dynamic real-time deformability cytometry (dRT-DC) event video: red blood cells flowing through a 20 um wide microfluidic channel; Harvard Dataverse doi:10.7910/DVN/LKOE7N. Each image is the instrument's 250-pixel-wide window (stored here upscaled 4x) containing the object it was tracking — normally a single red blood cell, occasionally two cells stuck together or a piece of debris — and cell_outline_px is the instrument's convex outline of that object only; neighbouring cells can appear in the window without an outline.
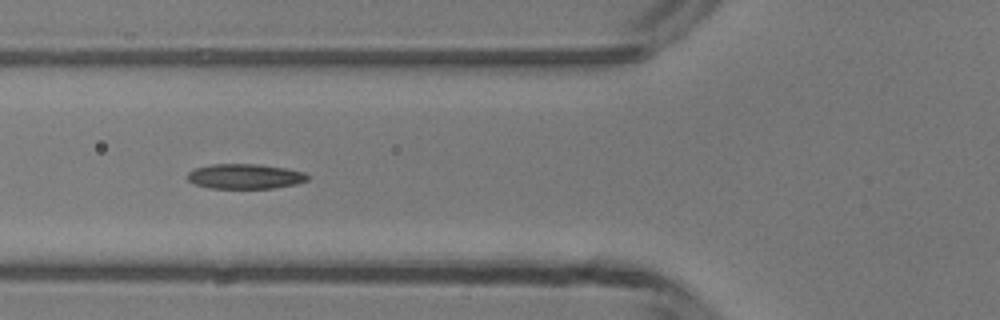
{"species": "common noctule bat (a hibernating species)", "species_latin": "Nyctalus noctula", "temperature_condition": "room temperature", "stored_images_in_passage": 36, "camera_frame_rate_fps": 3000, "um_per_image_px": 0.085, "animal": {"sex": "male", "body_mass_g": 13.3}, "frame": {"image": 1, "passage_image": 5, "time_ms": 1.333, "image_size_px": [1000, 320], "cell_outline_px": [[308, 180], [296, 184], [272, 188], [208, 188], [196, 184], [188, 180], [188, 172], [192, 168], [212, 164], [256, 164], [284, 168], [304, 172], [308, 176]], "centroid_in_image_um": [20.79, 14.99], "position_along_channel_um": 105.0, "area_um2": 17.4}}
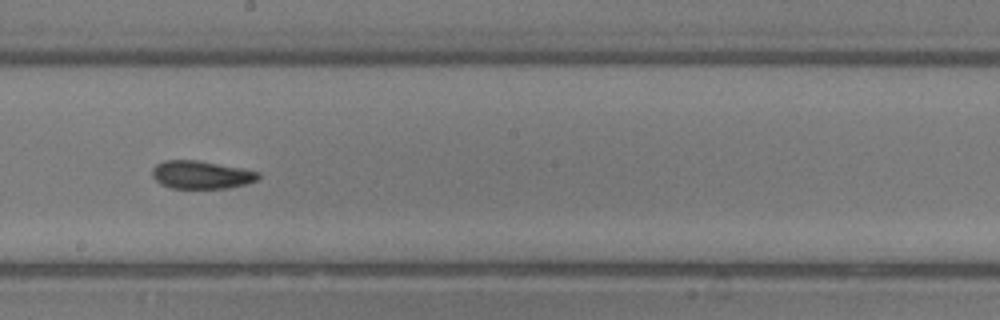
{"frame": {"image": 2, "passage_image": 14, "time_ms": 4.333, "image_size_px": [1000, 320], "cell_outline_px": [[260, 180], [248, 184], [228, 188], [172, 188], [160, 184], [152, 176], [152, 168], [156, 164], [164, 160], [196, 160], [244, 168], [260, 172]], "centroid_in_image_um": [17.15, 14.85], "position_along_channel_um": 231.1, "area_um2": 17.57}}
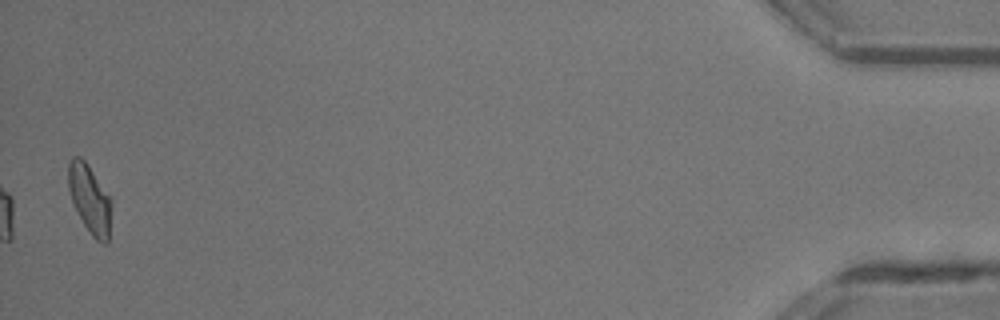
{"frame": {"image": 3, "passage_image": 35, "time_ms": 11.333, "image_size_px": [1000, 320], "cell_outline_px": [[112, 204], [108, 244], [104, 244], [96, 240], [92, 236], [84, 224], [72, 200], [68, 188], [68, 164], [72, 156], [80, 156], [88, 164], [112, 200]], "centroid_in_image_um": [7.64, 16.91], "position_along_channel_um": 427.6, "area_um2": 17.22}, "authors_computed_cell_mechanics": {"area_um2": 17.2244, "velocity_mm_per_s": 4.1959, "shape_relaxation_time_tau1_ms": 3.7158, "shape_relaxation_time_tau2_ms": 1.7978, "deformation_change_tau1": 0.124, "deformation_change_tau2": 0.0675}}